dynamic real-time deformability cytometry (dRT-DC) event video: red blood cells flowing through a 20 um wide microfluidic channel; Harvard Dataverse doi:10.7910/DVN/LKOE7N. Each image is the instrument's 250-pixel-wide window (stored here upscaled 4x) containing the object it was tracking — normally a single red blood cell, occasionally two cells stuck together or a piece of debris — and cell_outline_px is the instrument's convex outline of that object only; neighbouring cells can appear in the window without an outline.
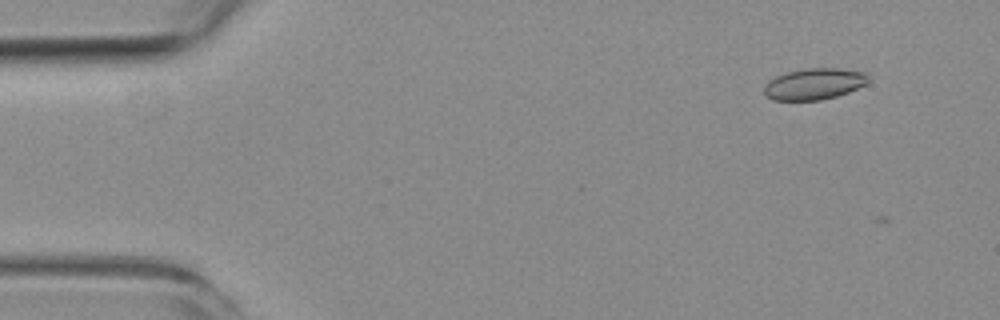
{"species": "common noctule bat (a hibernating species)", "species_latin": "Nyctalus noctula", "temperature_condition": "room temperature", "stored_images_in_passage": 4, "camera_frame_rate_fps": 3000, "um_per_image_px": 0.085, "animal": {"sex": "female", "body_mass_g": 19.3, "forearm_length_mm": 54.1}, "frame": {"image": 1, "passage_image": 2, "time_ms": 1.333, "image_size_px": [1000, 320], "cell_outline_px": [[868, 80], [864, 84], [848, 92], [836, 96], [820, 100], [772, 100], [764, 92], [764, 84], [768, 80], [776, 76], [788, 72], [808, 68], [836, 68], [864, 72], [868, 76]], "centroid_in_image_um": [69.17, 7.13], "position_along_channel_um": 15.8, "area_um2": 18.79}}